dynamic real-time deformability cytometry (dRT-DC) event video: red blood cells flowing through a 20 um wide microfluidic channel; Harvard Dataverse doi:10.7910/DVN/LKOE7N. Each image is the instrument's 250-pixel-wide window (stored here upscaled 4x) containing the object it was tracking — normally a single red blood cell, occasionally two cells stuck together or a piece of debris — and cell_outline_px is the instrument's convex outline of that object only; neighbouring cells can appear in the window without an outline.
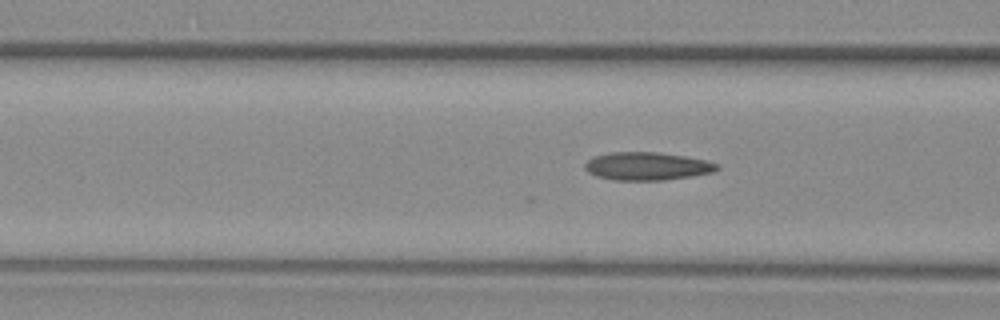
{"species": "common noctule bat (a hibernating species)", "species_latin": "Nyctalus noctula", "temperature_condition": "warm", "stored_images_in_passage": 12, "camera_frame_rate_fps": 3000, "um_per_image_px": 0.085, "animal": {"sex": "female", "body_mass_g": 29.2, "forearm_length_mm": 56.3}, "frame": {"image": 1, "passage_image": 6, "time_ms": 1.667, "image_size_px": [1000, 320], "cell_outline_px": [[720, 168], [712, 172], [692, 176], [664, 180], [612, 180], [596, 176], [588, 172], [584, 168], [584, 164], [592, 156], [608, 152], [656, 152], [684, 156], [704, 160], [720, 164]], "centroid_in_image_um": [54.96, 14.12], "position_along_channel_um": 111.6, "area_um2": 21.68}}
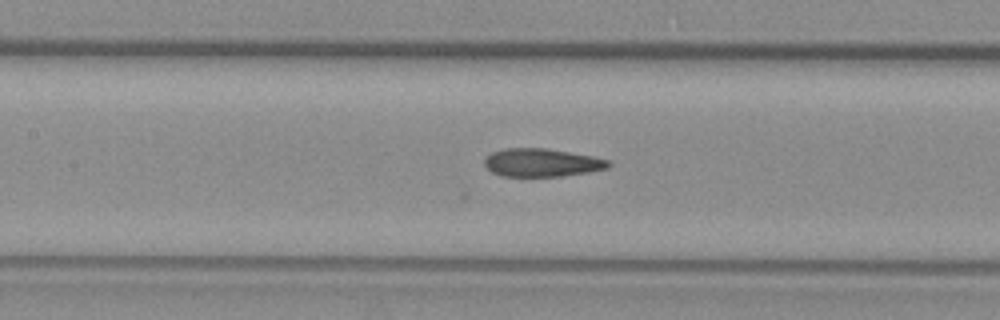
{"frame": {"image": 2, "passage_image": 10, "time_ms": 3.0, "image_size_px": [1000, 320], "cell_outline_px": [[612, 164], [608, 168], [588, 172], [560, 176], [500, 176], [492, 172], [484, 164], [484, 160], [492, 152], [504, 148], [544, 148], [592, 156], [608, 160]], "centroid_in_image_um": [46.04, 13.82], "position_along_channel_um": 161.4, "area_um2": 20.17}}